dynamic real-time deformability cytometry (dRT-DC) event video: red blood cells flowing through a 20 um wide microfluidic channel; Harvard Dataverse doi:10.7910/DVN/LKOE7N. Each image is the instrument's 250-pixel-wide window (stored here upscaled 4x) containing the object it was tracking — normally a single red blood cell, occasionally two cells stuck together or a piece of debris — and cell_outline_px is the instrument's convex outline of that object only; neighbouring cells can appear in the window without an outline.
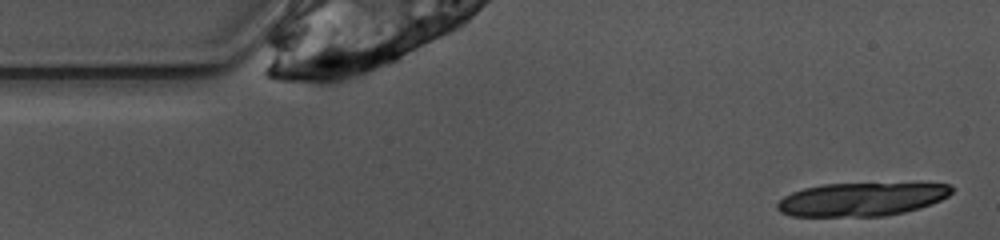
{"species": "common noctule bat (a hibernating species)", "species_latin": "Nyctalus noctula", "temperature_condition": "warm", "stored_images_in_passage": 5, "camera_frame_rate_fps": 3000, "um_per_image_px": 0.085, "animal": {"sex": "female", "body_mass_g": 10.0, "forearm_length_mm": 53.1}, "frame": {"image": 1, "passage_image": 2, "time_ms": 0.333, "image_size_px": [1000, 240], "cell_outline_px": [[952, 192], [948, 196], [932, 204], [920, 208], [904, 212], [884, 216], [792, 216], [780, 212], [776, 208], [776, 204], [784, 196], [792, 192], [804, 188], [824, 184], [952, 184]], "centroid_in_image_um": [73.2, 16.95], "position_along_channel_um": 11.8, "area_um2": 33.7}}